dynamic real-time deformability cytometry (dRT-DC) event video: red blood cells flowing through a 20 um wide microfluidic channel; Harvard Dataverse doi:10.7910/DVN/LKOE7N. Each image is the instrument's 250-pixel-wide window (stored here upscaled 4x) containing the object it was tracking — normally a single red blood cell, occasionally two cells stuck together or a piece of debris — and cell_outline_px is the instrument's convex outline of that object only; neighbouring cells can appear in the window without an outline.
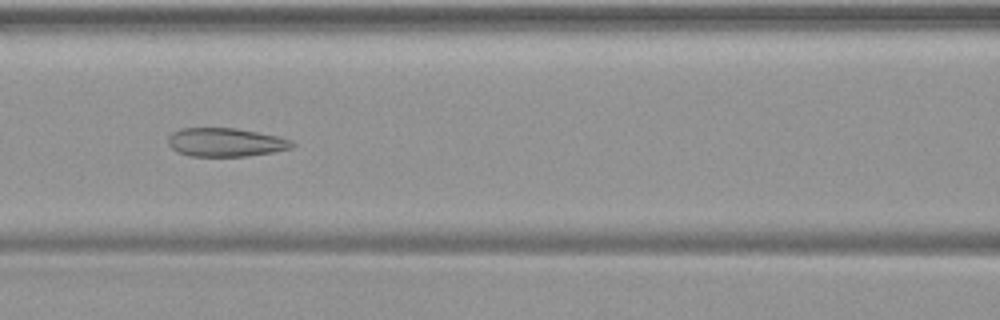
{"species": "common noctule bat (a hibernating species)", "species_latin": "Nyctalus noctula", "temperature_condition": "warm", "stored_images_in_passage": 42, "camera_frame_rate_fps": 3000, "um_per_image_px": 0.085, "animal": {"sex": "female", "body_mass_g": 19.9}, "frame": {"image": 1, "passage_image": 21, "time_ms": 6.667, "image_size_px": [1000, 320], "cell_outline_px": [[296, 144], [292, 148], [272, 152], [244, 156], [188, 156], [176, 152], [168, 144], [168, 136], [172, 132], [180, 128], [236, 128], [280, 136], [292, 140]], "centroid_in_image_um": [19.17, 12.09], "position_along_channel_um": 147.4, "area_um2": 20.87}}
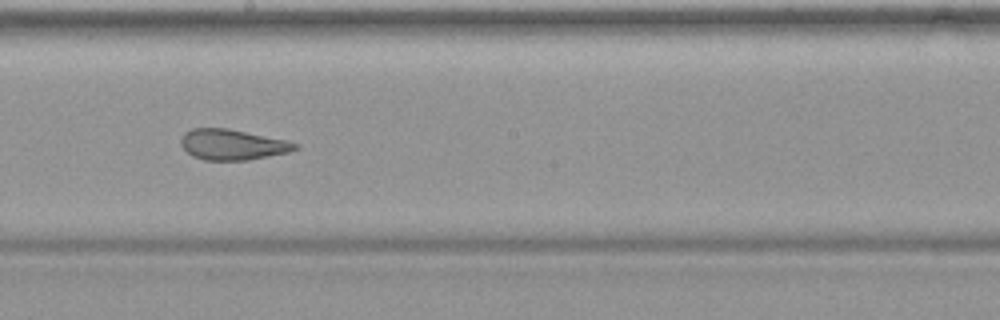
{"frame": {"image": 2, "passage_image": 27, "time_ms": 8.667, "image_size_px": [1000, 320], "cell_outline_px": [[300, 148], [288, 152], [248, 160], [204, 160], [192, 156], [180, 144], [180, 140], [184, 132], [192, 128], [228, 128], [288, 140], [300, 144]], "centroid_in_image_um": [19.78, 12.28], "position_along_channel_um": 228.4, "area_um2": 20.52}}
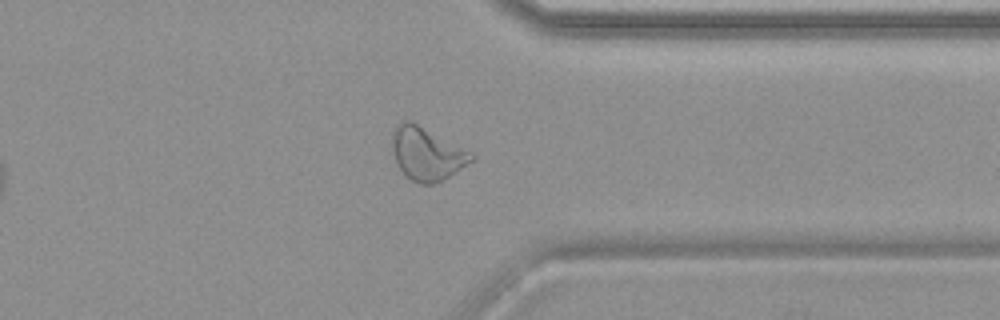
{"frame": {"image": 3, "passage_image": 38, "time_ms": 12.333, "image_size_px": [1000, 320], "cell_outline_px": [[476, 156], [472, 160], [456, 172], [444, 180], [432, 184], [420, 184], [412, 180], [396, 164], [392, 152], [392, 132], [396, 124], [400, 120], [412, 120], [472, 152]], "centroid_in_image_um": [36.26, 13.03], "position_along_channel_um": 375.1, "area_um2": 24.68}}